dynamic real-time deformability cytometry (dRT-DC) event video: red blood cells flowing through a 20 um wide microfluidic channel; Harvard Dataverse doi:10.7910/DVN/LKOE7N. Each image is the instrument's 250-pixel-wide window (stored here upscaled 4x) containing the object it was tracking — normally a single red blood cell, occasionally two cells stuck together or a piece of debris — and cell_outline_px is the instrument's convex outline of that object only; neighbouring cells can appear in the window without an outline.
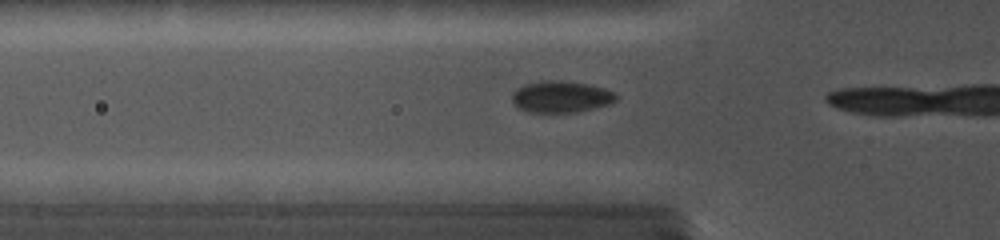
{"species": "common noctule bat (a hibernating species)", "species_latin": "Nyctalus noctula", "temperature_condition": "cold", "stored_images_in_passage": 6, "camera_frame_rate_fps": 5000, "um_per_image_px": 0.085, "animal": {"sex": "female", "body_mass_g": 19.0, "forearm_length_mm": 56.7}, "frame": {"image": 1, "passage_image": 4, "time_ms": 1.2, "image_size_px": [1000, 240], "cell_outline_px": [[616, 100], [608, 104], [576, 112], [528, 112], [520, 108], [512, 100], [512, 92], [516, 88], [524, 84], [544, 80], [560, 80], [588, 84], [604, 88], [616, 92]], "centroid_in_image_um": [47.67, 8.21], "position_along_channel_um": 78.1, "area_um2": 19.07}}